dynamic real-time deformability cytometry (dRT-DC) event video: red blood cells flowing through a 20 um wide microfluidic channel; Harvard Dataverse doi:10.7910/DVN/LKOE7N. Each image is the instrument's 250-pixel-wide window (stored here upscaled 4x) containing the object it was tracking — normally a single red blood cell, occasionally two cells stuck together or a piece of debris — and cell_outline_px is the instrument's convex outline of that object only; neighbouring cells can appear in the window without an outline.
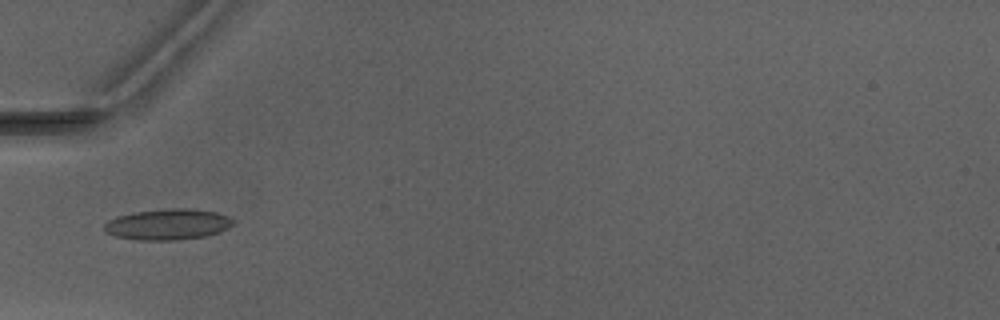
{"species": "Egyptian fruit bat (a non-hibernating species)", "species_latin": "Rousettus aegyptiacus", "temperature_condition": "warm", "stored_images_in_passage": 6, "camera_frame_rate_fps": 3000, "um_per_image_px": 0.085, "animal": {"sex": "male"}, "frame": {"image": 1, "passage_image": 5, "time_ms": 5.0, "image_size_px": [1000, 320], "cell_outline_px": [[232, 224], [228, 228], [220, 232], [204, 236], [176, 240], [140, 240], [116, 236], [104, 232], [104, 224], [108, 220], [132, 212], [168, 208], [188, 208], [216, 212], [228, 216], [232, 220]], "centroid_in_image_um": [14.25, 19.06], "position_along_channel_um": 70.8, "area_um2": 23.12}}